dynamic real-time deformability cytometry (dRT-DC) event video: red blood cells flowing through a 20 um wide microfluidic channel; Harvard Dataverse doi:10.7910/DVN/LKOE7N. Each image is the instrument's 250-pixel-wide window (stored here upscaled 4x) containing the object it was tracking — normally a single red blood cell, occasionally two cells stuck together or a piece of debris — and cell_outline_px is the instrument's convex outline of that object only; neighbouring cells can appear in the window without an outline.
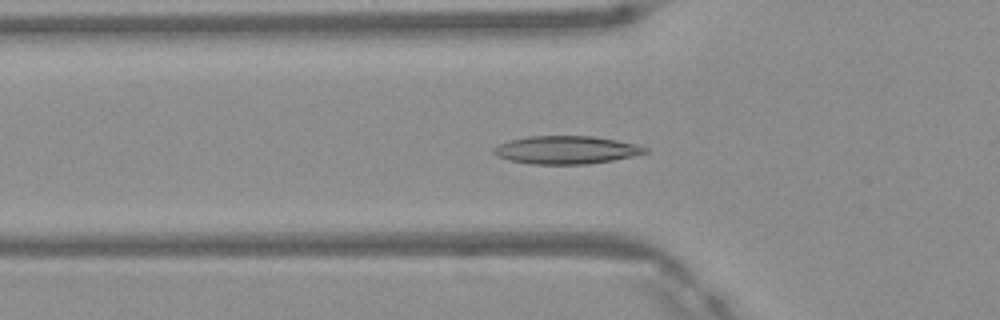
{"species": "Egyptian fruit bat (a non-hibernating species)", "species_latin": "Rousettus aegyptiacus", "temperature_condition": "warm", "stored_images_in_passage": 48, "camera_frame_rate_fps": 3000, "um_per_image_px": 0.085, "frame": {"image": 1, "passage_image": 16, "time_ms": 5.0, "image_size_px": [1000, 320], "cell_outline_px": [[648, 152], [632, 156], [612, 160], [588, 164], [532, 164], [508, 160], [496, 156], [492, 152], [492, 148], [500, 144], [512, 140], [528, 136], [592, 136], [640, 144], [648, 148]], "centroid_in_image_um": [48.13, 12.74], "position_along_channel_um": 77.7, "area_um2": 24.74}}
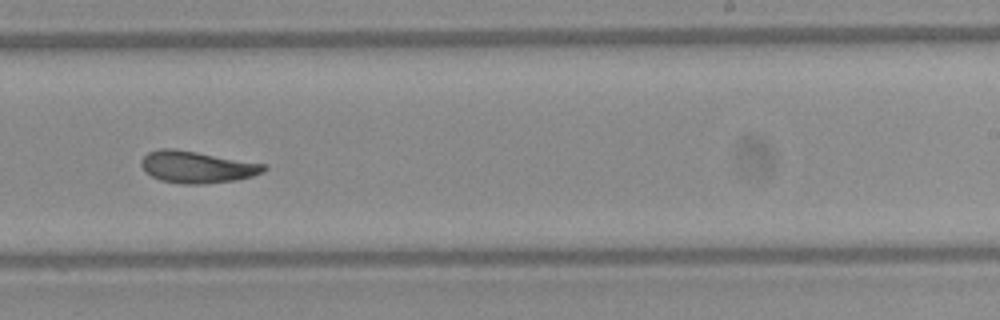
{"frame": {"image": 2, "passage_image": 30, "time_ms": 9.667, "image_size_px": [1000, 320], "cell_outline_px": [[268, 168], [264, 172], [252, 176], [236, 180], [200, 184], [184, 184], [160, 180], [152, 176], [140, 164], [140, 160], [148, 152], [160, 148], [176, 148], [264, 164]], "centroid_in_image_um": [16.73, 14.18], "position_along_channel_um": 272.3, "area_um2": 22.66}}
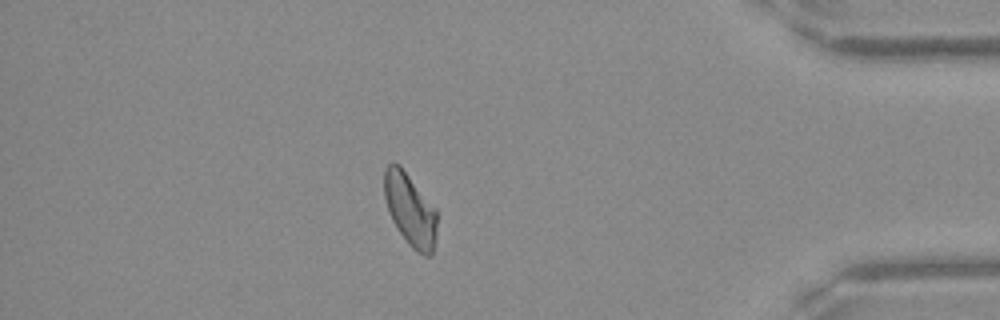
{"frame": {"image": 3, "passage_image": 42, "time_ms": 13.667, "image_size_px": [1000, 320], "cell_outline_px": [[436, 236], [432, 256], [424, 256], [416, 252], [408, 244], [392, 220], [384, 196], [384, 168], [392, 160], [400, 164], [436, 208]], "centroid_in_image_um": [34.86, 17.8], "position_along_channel_um": 400.3, "area_um2": 22.54}, "authors_computed_cell_mechanics": {"area_um2": 22.8888, "velocity_mm_per_s": 4.1512, "shape_relaxation_time_tau1_ms": 6.3098, "shape_relaxation_time_tau2_ms": 2.8742, "deformation_change_tau1": 0.1501, "deformation_change_tau2": 0.089}}